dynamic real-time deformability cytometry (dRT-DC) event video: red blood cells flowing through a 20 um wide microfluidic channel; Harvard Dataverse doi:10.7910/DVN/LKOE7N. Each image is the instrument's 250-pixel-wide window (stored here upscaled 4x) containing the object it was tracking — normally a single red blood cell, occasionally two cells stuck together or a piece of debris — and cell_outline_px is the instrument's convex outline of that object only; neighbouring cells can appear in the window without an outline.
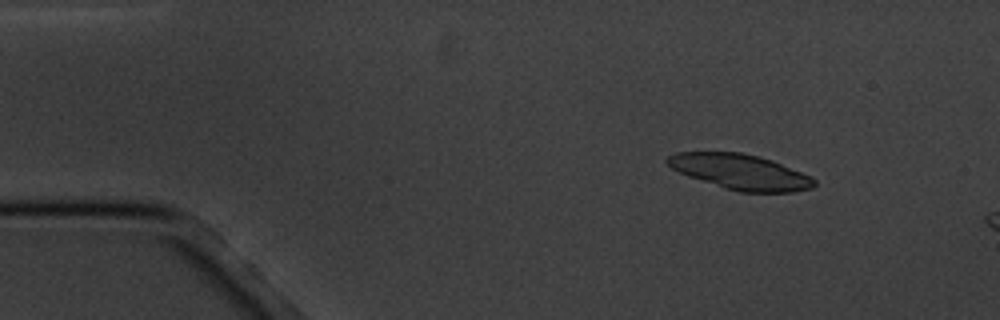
{"species": "common noctule bat (a hibernating species)", "species_latin": "Nyctalus noctula", "temperature_condition": "cold", "stored_images_in_passage": 4, "camera_frame_rate_fps": 3000, "um_per_image_px": 0.085, "animal": {"sex": "male", "body_mass_g": 20.1, "forearm_length_mm": 53.5}, "frame": {"image": 1, "passage_image": 2, "time_ms": 1.0, "image_size_px": [1000, 320], "cell_outline_px": [[816, 184], [812, 188], [792, 192], [740, 192], [724, 188], [688, 176], [672, 168], [664, 160], [668, 156], [676, 152], [740, 152], [760, 156], [772, 160], [800, 172], [816, 180]], "centroid_in_image_um": [62.91, 14.6], "position_along_channel_um": 22.1, "area_um2": 30.0}}